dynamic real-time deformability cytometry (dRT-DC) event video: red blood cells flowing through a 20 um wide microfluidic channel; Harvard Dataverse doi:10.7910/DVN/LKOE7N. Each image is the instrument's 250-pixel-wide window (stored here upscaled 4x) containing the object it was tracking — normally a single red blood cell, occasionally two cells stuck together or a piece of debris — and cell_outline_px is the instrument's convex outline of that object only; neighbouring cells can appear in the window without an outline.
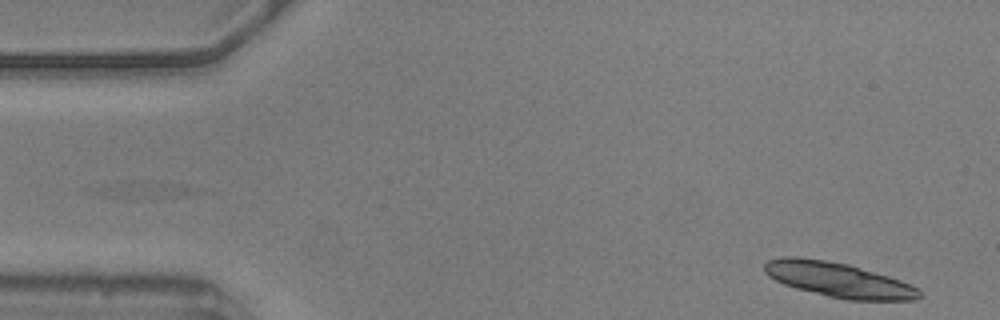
{"species": "common noctule bat (a hibernating species)", "species_latin": "Nyctalus noctula", "temperature_condition": "warm", "stored_images_in_passage": 15, "camera_frame_rate_fps": 3000, "um_per_image_px": 0.085, "animal": {"sex": "male", "body_mass_g": 20.5, "forearm_length_mm": 52.5}, "frame": {"image": 1, "passage_image": 1, "time_ms": 0.0, "image_size_px": [1000, 320], "cell_outline_px": [[924, 296], [916, 300], [848, 300], [828, 296], [796, 288], [784, 284], [768, 276], [764, 272], [764, 264], [768, 260], [784, 256], [796, 256], [824, 260], [848, 264], [888, 276], [900, 280], [920, 288]], "centroid_in_image_um": [71.29, 23.79], "position_along_channel_um": 13.7, "area_um2": 31.44}}